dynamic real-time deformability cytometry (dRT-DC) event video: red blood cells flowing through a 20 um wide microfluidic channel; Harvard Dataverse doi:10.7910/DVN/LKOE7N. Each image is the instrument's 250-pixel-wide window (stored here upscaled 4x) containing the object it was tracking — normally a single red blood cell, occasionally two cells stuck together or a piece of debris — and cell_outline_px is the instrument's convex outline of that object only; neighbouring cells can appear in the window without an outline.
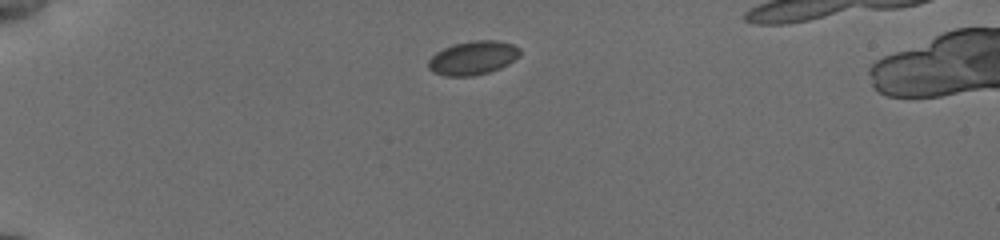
{"species": "common noctule bat (a hibernating species)", "species_latin": "Nyctalus noctula", "temperature_condition": "cold", "stored_images_in_passage": 41, "camera_frame_rate_fps": 3000, "um_per_image_px": 0.085, "animal": {"sex": "female", "body_mass_g": 19.5, "forearm_length_mm": 54.1}, "frame": {"image": 1, "passage_image": 1, "time_ms": 0.0, "image_size_px": [1000, 240], "cell_outline_px": [[520, 56], [508, 64], [500, 68], [488, 72], [472, 76], [444, 76], [428, 68], [428, 60], [436, 52], [452, 44], [476, 40], [496, 40], [512, 44], [520, 48]], "centroid_in_image_um": [40.21, 4.91], "position_along_channel_um": 44.8, "area_um2": 17.98}}
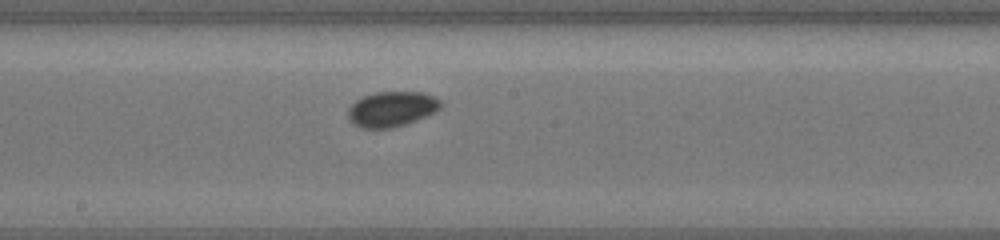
{"frame": {"image": 2, "passage_image": 18, "time_ms": 5.667, "image_size_px": [1000, 240], "cell_outline_px": [[444, 104], [436, 112], [416, 120], [392, 128], [364, 128], [356, 124], [348, 116], [348, 108], [356, 100], [364, 96], [376, 92], [424, 92], [440, 100]], "centroid_in_image_um": [33.34, 9.25], "position_along_channel_um": 214.9, "area_um2": 18.84}}
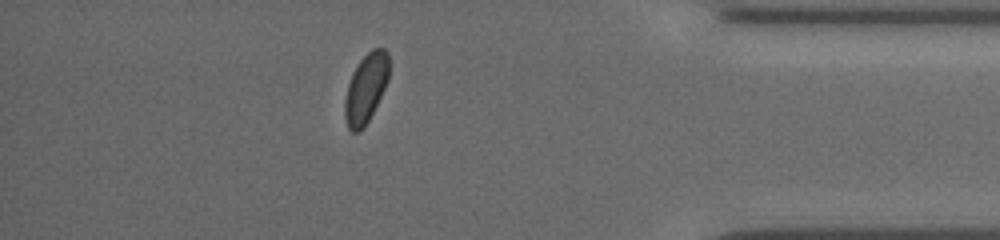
{"frame": {"image": 3, "passage_image": 35, "time_ms": 11.333, "image_size_px": [1000, 240], "cell_outline_px": [[388, 80], [368, 120], [356, 132], [352, 132], [348, 128], [344, 116], [344, 100], [348, 84], [352, 72], [360, 60], [372, 48], [384, 48], [388, 52]], "centroid_in_image_um": [31.08, 7.46], "position_along_channel_um": 404.1, "area_um2": 17.46}}